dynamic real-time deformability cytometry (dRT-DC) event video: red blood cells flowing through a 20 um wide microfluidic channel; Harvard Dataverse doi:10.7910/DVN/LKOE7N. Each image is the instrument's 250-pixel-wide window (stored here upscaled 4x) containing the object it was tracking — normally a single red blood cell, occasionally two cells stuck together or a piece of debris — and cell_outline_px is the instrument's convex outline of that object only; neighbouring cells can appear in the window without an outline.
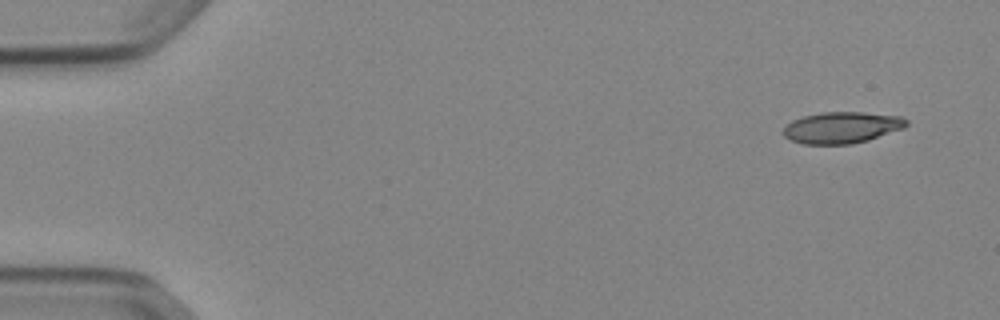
{"species": "Egyptian fruit bat (a non-hibernating species)", "species_latin": "Rousettus aegyptiacus", "temperature_condition": "cold", "stored_images_in_passage": 11, "camera_frame_rate_fps": 3000, "um_per_image_px": 0.085, "animal": {"sex": "female"}, "frame": {"image": 1, "passage_image": 1, "time_ms": 0.0, "image_size_px": [1000, 320], "cell_outline_px": [[908, 124], [904, 128], [868, 140], [852, 144], [804, 144], [792, 140], [784, 136], [784, 128], [792, 120], [804, 116], [824, 112], [860, 112], [900, 116], [908, 120]], "centroid_in_image_um": [71.58, 10.84], "position_along_channel_um": 13.4, "area_um2": 22.37}}